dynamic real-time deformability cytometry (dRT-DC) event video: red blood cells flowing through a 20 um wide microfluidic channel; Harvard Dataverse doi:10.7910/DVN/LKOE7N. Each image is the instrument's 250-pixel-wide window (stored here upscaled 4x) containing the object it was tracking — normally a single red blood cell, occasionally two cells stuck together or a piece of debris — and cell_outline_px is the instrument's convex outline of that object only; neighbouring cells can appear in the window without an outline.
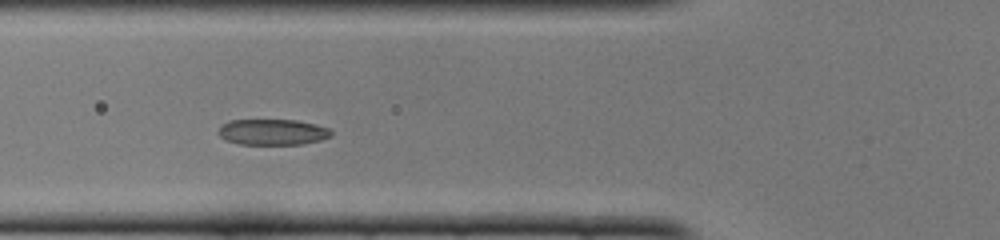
{"species": "common noctule bat (a hibernating species)", "species_latin": "Nyctalus noctula", "temperature_condition": "cold", "stored_images_in_passage": 13, "camera_frame_rate_fps": 3000, "um_per_image_px": 0.085, "animal": {"sex": "female", "body_mass_g": 22.0, "forearm_length_mm": 56.7}, "frame": {"image": 1, "passage_image": 6, "time_ms": 1.667, "image_size_px": [1000, 240], "cell_outline_px": [[332, 136], [320, 140], [304, 144], [236, 144], [224, 140], [216, 132], [220, 124], [228, 120], [296, 120], [316, 124], [328, 128], [332, 132]], "centroid_in_image_um": [23.11, 11.22], "position_along_channel_um": 102.7, "area_um2": 17.28}}